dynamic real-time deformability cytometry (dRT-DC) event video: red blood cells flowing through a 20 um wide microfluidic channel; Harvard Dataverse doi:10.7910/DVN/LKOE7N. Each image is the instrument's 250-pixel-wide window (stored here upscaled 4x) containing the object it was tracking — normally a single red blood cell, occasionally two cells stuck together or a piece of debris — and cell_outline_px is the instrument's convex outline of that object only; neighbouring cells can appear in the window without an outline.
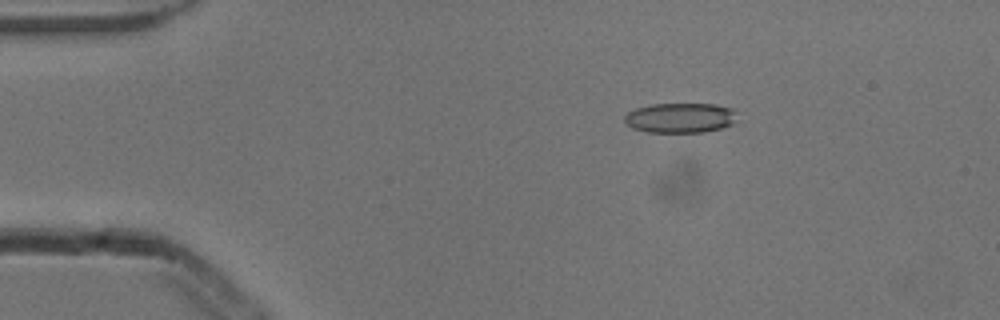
{"species": "common noctule bat (a hibernating species)", "species_latin": "Nyctalus noctula", "temperature_condition": "cold", "stored_images_in_passage": 3, "camera_frame_rate_fps": 3000, "um_per_image_px": 0.085, "animal": {"sex": "male", "body_mass_g": 13.3}, "frame": {"image": 1, "passage_image": 1, "time_ms": 0.0, "image_size_px": [1000, 320], "cell_outline_px": [[736, 124], [704, 132], [648, 132], [632, 128], [624, 120], [624, 116], [628, 112], [636, 108], [652, 104], [716, 104], [732, 108], [736, 112]], "centroid_in_image_um": [57.86, 10.01], "position_along_channel_um": 27.1, "area_um2": 19.77}}
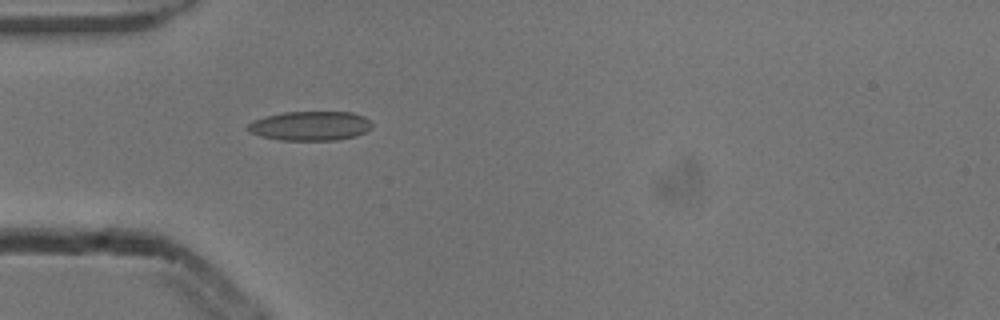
{"frame": {"image": 2, "passage_image": 3, "time_ms": 0.667, "image_size_px": [1000, 320], "cell_outline_px": [[372, 124], [364, 132], [356, 136], [336, 140], [280, 140], [260, 136], [248, 132], [244, 128], [252, 120], [264, 116], [284, 112], [352, 112], [364, 116]], "centroid_in_image_um": [26.29, 10.7], "position_along_channel_um": 58.7, "area_um2": 21.33}}